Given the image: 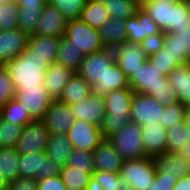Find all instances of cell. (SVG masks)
I'll return each instance as SVG.
<instances>
[{"label":"cell","mask_w":190,"mask_h":190,"mask_svg":"<svg viewBox=\"0 0 190 190\" xmlns=\"http://www.w3.org/2000/svg\"><path fill=\"white\" fill-rule=\"evenodd\" d=\"M128 84L135 93L153 96L163 106L179 102L167 76L162 75L148 60L132 73L128 78Z\"/></svg>","instance_id":"obj_1"},{"label":"cell","mask_w":190,"mask_h":190,"mask_svg":"<svg viewBox=\"0 0 190 190\" xmlns=\"http://www.w3.org/2000/svg\"><path fill=\"white\" fill-rule=\"evenodd\" d=\"M50 64L48 59L41 58L26 48L4 66L16 91L18 88H45L43 79Z\"/></svg>","instance_id":"obj_2"},{"label":"cell","mask_w":190,"mask_h":190,"mask_svg":"<svg viewBox=\"0 0 190 190\" xmlns=\"http://www.w3.org/2000/svg\"><path fill=\"white\" fill-rule=\"evenodd\" d=\"M132 88L118 89L104 95L106 115L100 125L104 138H108L131 122Z\"/></svg>","instance_id":"obj_3"},{"label":"cell","mask_w":190,"mask_h":190,"mask_svg":"<svg viewBox=\"0 0 190 190\" xmlns=\"http://www.w3.org/2000/svg\"><path fill=\"white\" fill-rule=\"evenodd\" d=\"M141 137L142 127L131 121L108 139L119 155L128 160L147 157Z\"/></svg>","instance_id":"obj_4"},{"label":"cell","mask_w":190,"mask_h":190,"mask_svg":"<svg viewBox=\"0 0 190 190\" xmlns=\"http://www.w3.org/2000/svg\"><path fill=\"white\" fill-rule=\"evenodd\" d=\"M62 166L46 155V152L20 154L18 173L20 178H33L37 181L60 175Z\"/></svg>","instance_id":"obj_5"},{"label":"cell","mask_w":190,"mask_h":190,"mask_svg":"<svg viewBox=\"0 0 190 190\" xmlns=\"http://www.w3.org/2000/svg\"><path fill=\"white\" fill-rule=\"evenodd\" d=\"M120 176L133 190H145L153 184L156 166L152 157L124 160Z\"/></svg>","instance_id":"obj_6"},{"label":"cell","mask_w":190,"mask_h":190,"mask_svg":"<svg viewBox=\"0 0 190 190\" xmlns=\"http://www.w3.org/2000/svg\"><path fill=\"white\" fill-rule=\"evenodd\" d=\"M64 36L72 41L73 45L80 49L85 55L101 51L105 48L101 42L98 30L80 19L67 21Z\"/></svg>","instance_id":"obj_7"},{"label":"cell","mask_w":190,"mask_h":190,"mask_svg":"<svg viewBox=\"0 0 190 190\" xmlns=\"http://www.w3.org/2000/svg\"><path fill=\"white\" fill-rule=\"evenodd\" d=\"M164 106L153 96L134 92L131 101V119L139 126L160 123Z\"/></svg>","instance_id":"obj_8"},{"label":"cell","mask_w":190,"mask_h":190,"mask_svg":"<svg viewBox=\"0 0 190 190\" xmlns=\"http://www.w3.org/2000/svg\"><path fill=\"white\" fill-rule=\"evenodd\" d=\"M49 134L42 120H33L23 127L15 149L19 154L46 152Z\"/></svg>","instance_id":"obj_9"},{"label":"cell","mask_w":190,"mask_h":190,"mask_svg":"<svg viewBox=\"0 0 190 190\" xmlns=\"http://www.w3.org/2000/svg\"><path fill=\"white\" fill-rule=\"evenodd\" d=\"M114 62L113 50L104 48L101 51L85 55L77 73L91 85L102 80L108 67Z\"/></svg>","instance_id":"obj_10"},{"label":"cell","mask_w":190,"mask_h":190,"mask_svg":"<svg viewBox=\"0 0 190 190\" xmlns=\"http://www.w3.org/2000/svg\"><path fill=\"white\" fill-rule=\"evenodd\" d=\"M66 135L72 143L73 149L91 152L104 140L100 128L84 120H74Z\"/></svg>","instance_id":"obj_11"},{"label":"cell","mask_w":190,"mask_h":190,"mask_svg":"<svg viewBox=\"0 0 190 190\" xmlns=\"http://www.w3.org/2000/svg\"><path fill=\"white\" fill-rule=\"evenodd\" d=\"M112 50L115 63L121 68L127 78L148 60V56L140 43L126 40Z\"/></svg>","instance_id":"obj_12"},{"label":"cell","mask_w":190,"mask_h":190,"mask_svg":"<svg viewBox=\"0 0 190 190\" xmlns=\"http://www.w3.org/2000/svg\"><path fill=\"white\" fill-rule=\"evenodd\" d=\"M16 98L34 120H42L54 101L45 88H18Z\"/></svg>","instance_id":"obj_13"},{"label":"cell","mask_w":190,"mask_h":190,"mask_svg":"<svg viewBox=\"0 0 190 190\" xmlns=\"http://www.w3.org/2000/svg\"><path fill=\"white\" fill-rule=\"evenodd\" d=\"M178 66L190 64V28L164 32L162 48Z\"/></svg>","instance_id":"obj_14"},{"label":"cell","mask_w":190,"mask_h":190,"mask_svg":"<svg viewBox=\"0 0 190 190\" xmlns=\"http://www.w3.org/2000/svg\"><path fill=\"white\" fill-rule=\"evenodd\" d=\"M74 115L71 106L54 100L44 118L43 123L49 130L50 134H67L74 123Z\"/></svg>","instance_id":"obj_15"},{"label":"cell","mask_w":190,"mask_h":190,"mask_svg":"<svg viewBox=\"0 0 190 190\" xmlns=\"http://www.w3.org/2000/svg\"><path fill=\"white\" fill-rule=\"evenodd\" d=\"M29 38L30 35L19 28L0 31V65L20 55L28 47Z\"/></svg>","instance_id":"obj_16"},{"label":"cell","mask_w":190,"mask_h":190,"mask_svg":"<svg viewBox=\"0 0 190 190\" xmlns=\"http://www.w3.org/2000/svg\"><path fill=\"white\" fill-rule=\"evenodd\" d=\"M70 106L75 120H84L98 127L106 115V106L102 95L91 93L85 100Z\"/></svg>","instance_id":"obj_17"},{"label":"cell","mask_w":190,"mask_h":190,"mask_svg":"<svg viewBox=\"0 0 190 190\" xmlns=\"http://www.w3.org/2000/svg\"><path fill=\"white\" fill-rule=\"evenodd\" d=\"M66 26L67 20L60 10L56 6L46 3L37 22L34 35L62 37L65 35Z\"/></svg>","instance_id":"obj_18"},{"label":"cell","mask_w":190,"mask_h":190,"mask_svg":"<svg viewBox=\"0 0 190 190\" xmlns=\"http://www.w3.org/2000/svg\"><path fill=\"white\" fill-rule=\"evenodd\" d=\"M127 41L141 43L147 36L162 30L140 7L136 15L125 20Z\"/></svg>","instance_id":"obj_19"},{"label":"cell","mask_w":190,"mask_h":190,"mask_svg":"<svg viewBox=\"0 0 190 190\" xmlns=\"http://www.w3.org/2000/svg\"><path fill=\"white\" fill-rule=\"evenodd\" d=\"M124 159L114 149L108 138L104 140L93 151V163L95 171H108L120 173Z\"/></svg>","instance_id":"obj_20"},{"label":"cell","mask_w":190,"mask_h":190,"mask_svg":"<svg viewBox=\"0 0 190 190\" xmlns=\"http://www.w3.org/2000/svg\"><path fill=\"white\" fill-rule=\"evenodd\" d=\"M156 166V174L173 176L177 180L190 175V162L181 158L178 153L164 152L153 157Z\"/></svg>","instance_id":"obj_21"},{"label":"cell","mask_w":190,"mask_h":190,"mask_svg":"<svg viewBox=\"0 0 190 190\" xmlns=\"http://www.w3.org/2000/svg\"><path fill=\"white\" fill-rule=\"evenodd\" d=\"M71 69L60 65L57 61L52 62L45 70L43 84L53 100H58L63 88L74 75Z\"/></svg>","instance_id":"obj_22"},{"label":"cell","mask_w":190,"mask_h":190,"mask_svg":"<svg viewBox=\"0 0 190 190\" xmlns=\"http://www.w3.org/2000/svg\"><path fill=\"white\" fill-rule=\"evenodd\" d=\"M141 138L147 157L167 152V130L159 123L142 126Z\"/></svg>","instance_id":"obj_23"},{"label":"cell","mask_w":190,"mask_h":190,"mask_svg":"<svg viewBox=\"0 0 190 190\" xmlns=\"http://www.w3.org/2000/svg\"><path fill=\"white\" fill-rule=\"evenodd\" d=\"M91 93L106 95L111 91L130 88L128 78L121 68L114 62L106 71L104 78L90 85Z\"/></svg>","instance_id":"obj_24"},{"label":"cell","mask_w":190,"mask_h":190,"mask_svg":"<svg viewBox=\"0 0 190 190\" xmlns=\"http://www.w3.org/2000/svg\"><path fill=\"white\" fill-rule=\"evenodd\" d=\"M98 30L105 48L114 49L127 40L125 20L110 17Z\"/></svg>","instance_id":"obj_25"},{"label":"cell","mask_w":190,"mask_h":190,"mask_svg":"<svg viewBox=\"0 0 190 190\" xmlns=\"http://www.w3.org/2000/svg\"><path fill=\"white\" fill-rule=\"evenodd\" d=\"M90 94V84L78 73H74V75L63 88L58 101L68 105H73L85 100L90 96Z\"/></svg>","instance_id":"obj_26"},{"label":"cell","mask_w":190,"mask_h":190,"mask_svg":"<svg viewBox=\"0 0 190 190\" xmlns=\"http://www.w3.org/2000/svg\"><path fill=\"white\" fill-rule=\"evenodd\" d=\"M61 37L30 35L28 49L41 58L48 59L50 63L56 62Z\"/></svg>","instance_id":"obj_27"},{"label":"cell","mask_w":190,"mask_h":190,"mask_svg":"<svg viewBox=\"0 0 190 190\" xmlns=\"http://www.w3.org/2000/svg\"><path fill=\"white\" fill-rule=\"evenodd\" d=\"M175 4L176 3H171L165 0H149L140 7L159 26L162 31L169 32L172 7Z\"/></svg>","instance_id":"obj_28"},{"label":"cell","mask_w":190,"mask_h":190,"mask_svg":"<svg viewBox=\"0 0 190 190\" xmlns=\"http://www.w3.org/2000/svg\"><path fill=\"white\" fill-rule=\"evenodd\" d=\"M167 78L177 93L179 102L190 107V64L176 67L167 75Z\"/></svg>","instance_id":"obj_29"},{"label":"cell","mask_w":190,"mask_h":190,"mask_svg":"<svg viewBox=\"0 0 190 190\" xmlns=\"http://www.w3.org/2000/svg\"><path fill=\"white\" fill-rule=\"evenodd\" d=\"M84 58L85 54L74 46L72 41L67 39L65 36L61 37L58 55L56 58V61L60 65H63L77 73Z\"/></svg>","instance_id":"obj_30"},{"label":"cell","mask_w":190,"mask_h":190,"mask_svg":"<svg viewBox=\"0 0 190 190\" xmlns=\"http://www.w3.org/2000/svg\"><path fill=\"white\" fill-rule=\"evenodd\" d=\"M72 143L65 134H49L46 155L64 167L67 164Z\"/></svg>","instance_id":"obj_31"},{"label":"cell","mask_w":190,"mask_h":190,"mask_svg":"<svg viewBox=\"0 0 190 190\" xmlns=\"http://www.w3.org/2000/svg\"><path fill=\"white\" fill-rule=\"evenodd\" d=\"M0 117L20 126H25L34 120L29 115L28 108H25L16 97L0 107Z\"/></svg>","instance_id":"obj_32"},{"label":"cell","mask_w":190,"mask_h":190,"mask_svg":"<svg viewBox=\"0 0 190 190\" xmlns=\"http://www.w3.org/2000/svg\"><path fill=\"white\" fill-rule=\"evenodd\" d=\"M109 18L104 2L86 1L79 19L94 29H99Z\"/></svg>","instance_id":"obj_33"},{"label":"cell","mask_w":190,"mask_h":190,"mask_svg":"<svg viewBox=\"0 0 190 190\" xmlns=\"http://www.w3.org/2000/svg\"><path fill=\"white\" fill-rule=\"evenodd\" d=\"M19 155L15 148H0V173L8 183L19 177Z\"/></svg>","instance_id":"obj_34"},{"label":"cell","mask_w":190,"mask_h":190,"mask_svg":"<svg viewBox=\"0 0 190 190\" xmlns=\"http://www.w3.org/2000/svg\"><path fill=\"white\" fill-rule=\"evenodd\" d=\"M93 172L74 169L65 165L62 167L60 176L65 186L71 189L86 190Z\"/></svg>","instance_id":"obj_35"},{"label":"cell","mask_w":190,"mask_h":190,"mask_svg":"<svg viewBox=\"0 0 190 190\" xmlns=\"http://www.w3.org/2000/svg\"><path fill=\"white\" fill-rule=\"evenodd\" d=\"M104 5L110 17L124 20L135 16L136 11L140 8V5L134 0H107Z\"/></svg>","instance_id":"obj_36"},{"label":"cell","mask_w":190,"mask_h":190,"mask_svg":"<svg viewBox=\"0 0 190 190\" xmlns=\"http://www.w3.org/2000/svg\"><path fill=\"white\" fill-rule=\"evenodd\" d=\"M190 140V128L184 121L167 129V152H176Z\"/></svg>","instance_id":"obj_37"},{"label":"cell","mask_w":190,"mask_h":190,"mask_svg":"<svg viewBox=\"0 0 190 190\" xmlns=\"http://www.w3.org/2000/svg\"><path fill=\"white\" fill-rule=\"evenodd\" d=\"M92 176L103 186L104 190H133L130 183L122 179L119 173L94 171Z\"/></svg>","instance_id":"obj_38"},{"label":"cell","mask_w":190,"mask_h":190,"mask_svg":"<svg viewBox=\"0 0 190 190\" xmlns=\"http://www.w3.org/2000/svg\"><path fill=\"white\" fill-rule=\"evenodd\" d=\"M87 0H45L56 6L67 21L79 19Z\"/></svg>","instance_id":"obj_39"},{"label":"cell","mask_w":190,"mask_h":190,"mask_svg":"<svg viewBox=\"0 0 190 190\" xmlns=\"http://www.w3.org/2000/svg\"><path fill=\"white\" fill-rule=\"evenodd\" d=\"M24 126L15 125L0 117V148H15Z\"/></svg>","instance_id":"obj_40"},{"label":"cell","mask_w":190,"mask_h":190,"mask_svg":"<svg viewBox=\"0 0 190 190\" xmlns=\"http://www.w3.org/2000/svg\"><path fill=\"white\" fill-rule=\"evenodd\" d=\"M43 8H18V26L23 32L34 35Z\"/></svg>","instance_id":"obj_41"},{"label":"cell","mask_w":190,"mask_h":190,"mask_svg":"<svg viewBox=\"0 0 190 190\" xmlns=\"http://www.w3.org/2000/svg\"><path fill=\"white\" fill-rule=\"evenodd\" d=\"M18 8L19 5L11 0L0 4V31L19 28Z\"/></svg>","instance_id":"obj_42"},{"label":"cell","mask_w":190,"mask_h":190,"mask_svg":"<svg viewBox=\"0 0 190 190\" xmlns=\"http://www.w3.org/2000/svg\"><path fill=\"white\" fill-rule=\"evenodd\" d=\"M66 165L85 172H94L93 152L72 149Z\"/></svg>","instance_id":"obj_43"},{"label":"cell","mask_w":190,"mask_h":190,"mask_svg":"<svg viewBox=\"0 0 190 190\" xmlns=\"http://www.w3.org/2000/svg\"><path fill=\"white\" fill-rule=\"evenodd\" d=\"M190 28V7L186 2L176 3L172 7L171 23H169V32L175 29Z\"/></svg>","instance_id":"obj_44"},{"label":"cell","mask_w":190,"mask_h":190,"mask_svg":"<svg viewBox=\"0 0 190 190\" xmlns=\"http://www.w3.org/2000/svg\"><path fill=\"white\" fill-rule=\"evenodd\" d=\"M186 108L181 102L164 106L163 116L159 124L166 130L173 125H177L183 121Z\"/></svg>","instance_id":"obj_45"},{"label":"cell","mask_w":190,"mask_h":190,"mask_svg":"<svg viewBox=\"0 0 190 190\" xmlns=\"http://www.w3.org/2000/svg\"><path fill=\"white\" fill-rule=\"evenodd\" d=\"M148 61L151 62L164 76H167L173 69L178 67L173 58L163 49L148 56Z\"/></svg>","instance_id":"obj_46"},{"label":"cell","mask_w":190,"mask_h":190,"mask_svg":"<svg viewBox=\"0 0 190 190\" xmlns=\"http://www.w3.org/2000/svg\"><path fill=\"white\" fill-rule=\"evenodd\" d=\"M16 97L12 79L5 66L0 65V107Z\"/></svg>","instance_id":"obj_47"},{"label":"cell","mask_w":190,"mask_h":190,"mask_svg":"<svg viewBox=\"0 0 190 190\" xmlns=\"http://www.w3.org/2000/svg\"><path fill=\"white\" fill-rule=\"evenodd\" d=\"M140 44L147 56L157 53L164 45V31L147 36Z\"/></svg>","instance_id":"obj_48"},{"label":"cell","mask_w":190,"mask_h":190,"mask_svg":"<svg viewBox=\"0 0 190 190\" xmlns=\"http://www.w3.org/2000/svg\"><path fill=\"white\" fill-rule=\"evenodd\" d=\"M177 179L173 176H165V174H155L153 184L145 190H173Z\"/></svg>","instance_id":"obj_49"},{"label":"cell","mask_w":190,"mask_h":190,"mask_svg":"<svg viewBox=\"0 0 190 190\" xmlns=\"http://www.w3.org/2000/svg\"><path fill=\"white\" fill-rule=\"evenodd\" d=\"M60 175L37 181V190H66Z\"/></svg>","instance_id":"obj_50"},{"label":"cell","mask_w":190,"mask_h":190,"mask_svg":"<svg viewBox=\"0 0 190 190\" xmlns=\"http://www.w3.org/2000/svg\"><path fill=\"white\" fill-rule=\"evenodd\" d=\"M7 190H37V180L18 177L9 183Z\"/></svg>","instance_id":"obj_51"},{"label":"cell","mask_w":190,"mask_h":190,"mask_svg":"<svg viewBox=\"0 0 190 190\" xmlns=\"http://www.w3.org/2000/svg\"><path fill=\"white\" fill-rule=\"evenodd\" d=\"M19 5V8H43L45 0H11Z\"/></svg>","instance_id":"obj_52"},{"label":"cell","mask_w":190,"mask_h":190,"mask_svg":"<svg viewBox=\"0 0 190 190\" xmlns=\"http://www.w3.org/2000/svg\"><path fill=\"white\" fill-rule=\"evenodd\" d=\"M173 190H190V175L178 179Z\"/></svg>","instance_id":"obj_53"},{"label":"cell","mask_w":190,"mask_h":190,"mask_svg":"<svg viewBox=\"0 0 190 190\" xmlns=\"http://www.w3.org/2000/svg\"><path fill=\"white\" fill-rule=\"evenodd\" d=\"M175 153H178L181 158L190 162V140L184 146H180Z\"/></svg>","instance_id":"obj_54"},{"label":"cell","mask_w":190,"mask_h":190,"mask_svg":"<svg viewBox=\"0 0 190 190\" xmlns=\"http://www.w3.org/2000/svg\"><path fill=\"white\" fill-rule=\"evenodd\" d=\"M86 190H104L103 186L92 176Z\"/></svg>","instance_id":"obj_55"},{"label":"cell","mask_w":190,"mask_h":190,"mask_svg":"<svg viewBox=\"0 0 190 190\" xmlns=\"http://www.w3.org/2000/svg\"><path fill=\"white\" fill-rule=\"evenodd\" d=\"M184 124L190 128V107H187L184 114Z\"/></svg>","instance_id":"obj_56"},{"label":"cell","mask_w":190,"mask_h":190,"mask_svg":"<svg viewBox=\"0 0 190 190\" xmlns=\"http://www.w3.org/2000/svg\"><path fill=\"white\" fill-rule=\"evenodd\" d=\"M9 183L4 178V176L0 173V190H7Z\"/></svg>","instance_id":"obj_57"},{"label":"cell","mask_w":190,"mask_h":190,"mask_svg":"<svg viewBox=\"0 0 190 190\" xmlns=\"http://www.w3.org/2000/svg\"><path fill=\"white\" fill-rule=\"evenodd\" d=\"M138 5H142L144 4L145 2L149 1V0H134Z\"/></svg>","instance_id":"obj_58"},{"label":"cell","mask_w":190,"mask_h":190,"mask_svg":"<svg viewBox=\"0 0 190 190\" xmlns=\"http://www.w3.org/2000/svg\"><path fill=\"white\" fill-rule=\"evenodd\" d=\"M165 1H168L171 3H182V2H184V0H165Z\"/></svg>","instance_id":"obj_59"},{"label":"cell","mask_w":190,"mask_h":190,"mask_svg":"<svg viewBox=\"0 0 190 190\" xmlns=\"http://www.w3.org/2000/svg\"><path fill=\"white\" fill-rule=\"evenodd\" d=\"M87 1H93V2H105L107 0H87Z\"/></svg>","instance_id":"obj_60"},{"label":"cell","mask_w":190,"mask_h":190,"mask_svg":"<svg viewBox=\"0 0 190 190\" xmlns=\"http://www.w3.org/2000/svg\"><path fill=\"white\" fill-rule=\"evenodd\" d=\"M10 0H0V4H3L5 2H9Z\"/></svg>","instance_id":"obj_61"},{"label":"cell","mask_w":190,"mask_h":190,"mask_svg":"<svg viewBox=\"0 0 190 190\" xmlns=\"http://www.w3.org/2000/svg\"><path fill=\"white\" fill-rule=\"evenodd\" d=\"M186 4L190 7V0H184Z\"/></svg>","instance_id":"obj_62"},{"label":"cell","mask_w":190,"mask_h":190,"mask_svg":"<svg viewBox=\"0 0 190 190\" xmlns=\"http://www.w3.org/2000/svg\"><path fill=\"white\" fill-rule=\"evenodd\" d=\"M66 190H77V189H71V188H68V187H67Z\"/></svg>","instance_id":"obj_63"}]
</instances>
